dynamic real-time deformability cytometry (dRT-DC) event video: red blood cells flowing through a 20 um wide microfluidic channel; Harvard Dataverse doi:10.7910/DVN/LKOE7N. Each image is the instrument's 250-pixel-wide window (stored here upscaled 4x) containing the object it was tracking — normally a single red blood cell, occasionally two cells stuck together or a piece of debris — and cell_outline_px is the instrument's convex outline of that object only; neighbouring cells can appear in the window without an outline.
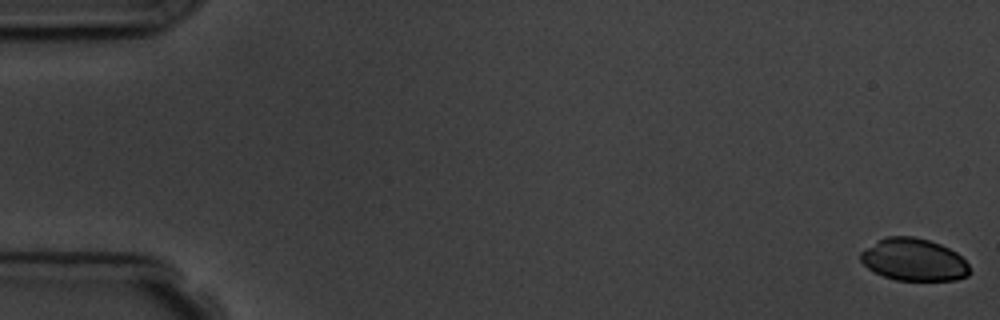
{"species": "common noctule bat (a hibernating species)", "species_latin": "Nyctalus noctula", "temperature_condition": "room temperature", "stored_images_in_passage": 6, "camera_frame_rate_fps": 3000, "um_per_image_px": 0.085, "animal": {"sex": "male", "body_mass_g": 19.5, "forearm_length_mm": 54.6}, "frame": {"image": 1, "passage_image": 1, "time_ms": 0.0, "image_size_px": [1000, 320], "cell_outline_px": [[972, 272], [968, 276], [956, 280], [896, 280], [884, 276], [868, 268], [860, 260], [860, 252], [880, 240], [888, 236], [912, 236], [928, 240], [940, 244], [956, 252], [968, 264]], "centroid_in_image_um": [77.7, 22.09], "position_along_channel_um": 7.3, "area_um2": 26.7}}